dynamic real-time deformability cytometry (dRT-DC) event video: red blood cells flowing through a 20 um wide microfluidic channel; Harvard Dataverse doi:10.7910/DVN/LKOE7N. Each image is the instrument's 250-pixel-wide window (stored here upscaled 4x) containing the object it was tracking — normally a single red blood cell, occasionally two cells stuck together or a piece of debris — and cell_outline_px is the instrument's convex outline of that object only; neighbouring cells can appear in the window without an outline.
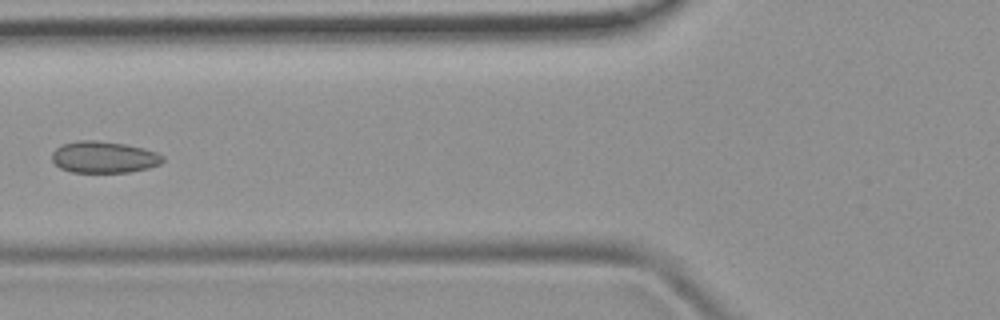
{"species": "common noctule bat (a hibernating species)", "species_latin": "Nyctalus noctula", "temperature_condition": "room temperature", "stored_images_in_passage": 4, "camera_frame_rate_fps": 3000, "um_per_image_px": 0.085, "animal": {"sex": "female", "body_mass_g": 19.9}, "frame": {"image": 1, "passage_image": 4, "time_ms": 3.667, "image_size_px": [1000, 320], "cell_outline_px": [[164, 160], [160, 164], [148, 168], [128, 172], [72, 172], [60, 168], [52, 160], [52, 152], [56, 148], [64, 144], [80, 140], [100, 140], [124, 144], [144, 148], [156, 152], [164, 156]], "centroid_in_image_um": [8.84, 13.35], "position_along_channel_um": 117.0, "area_um2": 20.4}}